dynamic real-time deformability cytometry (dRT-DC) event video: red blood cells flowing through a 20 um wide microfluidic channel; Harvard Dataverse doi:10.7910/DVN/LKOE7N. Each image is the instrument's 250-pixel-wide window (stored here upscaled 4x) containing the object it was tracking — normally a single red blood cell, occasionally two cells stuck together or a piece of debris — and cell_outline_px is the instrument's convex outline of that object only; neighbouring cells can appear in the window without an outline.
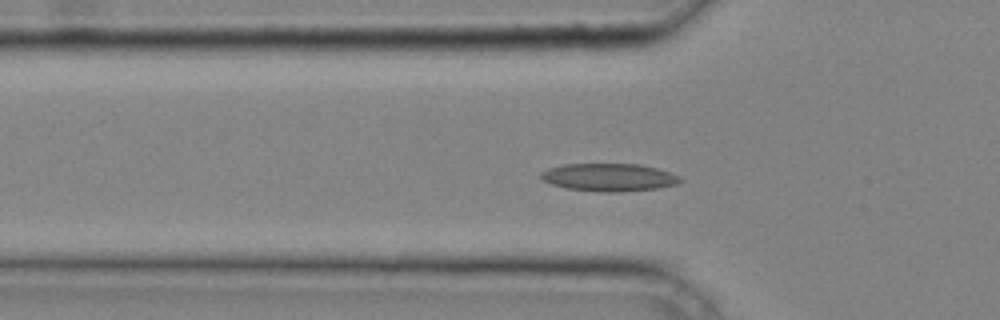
{"species": "common noctule bat (a hibernating species)", "species_latin": "Nyctalus noctula", "temperature_condition": "cold", "stored_images_in_passage": 30, "camera_frame_rate_fps": 3000, "um_per_image_px": 0.085, "animal": {"sex": "male", "body_mass_g": 20.4}, "frame": {"image": 1, "passage_image": 5, "time_ms": 1.333, "image_size_px": [1000, 320], "cell_outline_px": [[684, 180], [676, 184], [656, 188], [616, 192], [600, 192], [568, 188], [552, 184], [544, 180], [540, 176], [540, 172], [548, 168], [564, 164], [640, 164], [656, 168], [680, 176]], "centroid_in_image_um": [51.76, 15.06], "position_along_channel_um": 74.0, "area_um2": 22.37}}
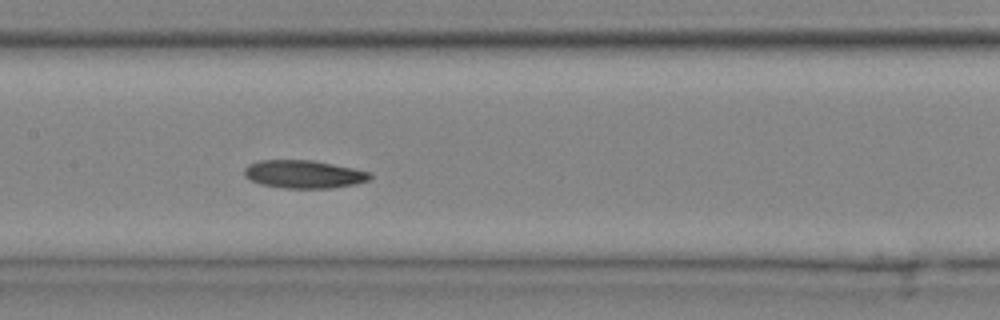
{"frame": {"image": 2, "passage_image": 12, "time_ms": 3.667, "image_size_px": [1000, 320], "cell_outline_px": [[372, 176], [368, 180], [356, 184], [328, 188], [284, 188], [260, 184], [244, 176], [244, 168], [248, 164], [260, 160], [312, 160], [356, 168], [372, 172]], "centroid_in_image_um": [25.84, 14.8], "position_along_channel_um": 181.6, "area_um2": 20.63}}
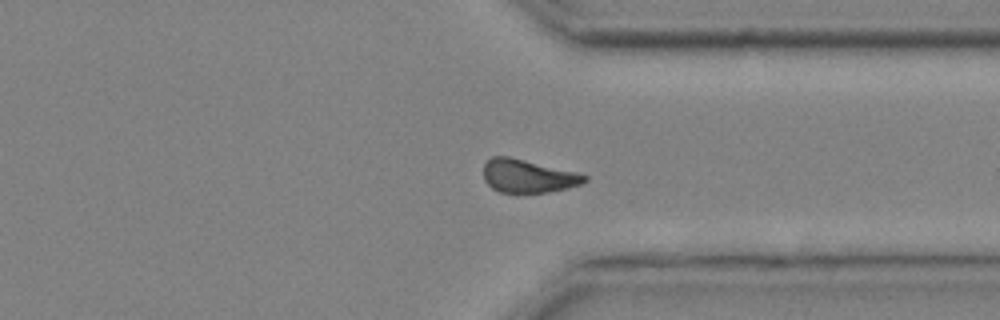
{"frame": {"image": 3, "passage_image": 24, "time_ms": 7.667, "image_size_px": [1000, 320], "cell_outline_px": [[588, 180], [584, 184], [548, 192], [516, 196], [500, 192], [492, 188], [484, 180], [484, 164], [492, 156], [508, 156], [576, 172], [588, 176]], "centroid_in_image_um": [44.87, 15.01], "position_along_channel_um": 366.5, "area_um2": 20.11}}